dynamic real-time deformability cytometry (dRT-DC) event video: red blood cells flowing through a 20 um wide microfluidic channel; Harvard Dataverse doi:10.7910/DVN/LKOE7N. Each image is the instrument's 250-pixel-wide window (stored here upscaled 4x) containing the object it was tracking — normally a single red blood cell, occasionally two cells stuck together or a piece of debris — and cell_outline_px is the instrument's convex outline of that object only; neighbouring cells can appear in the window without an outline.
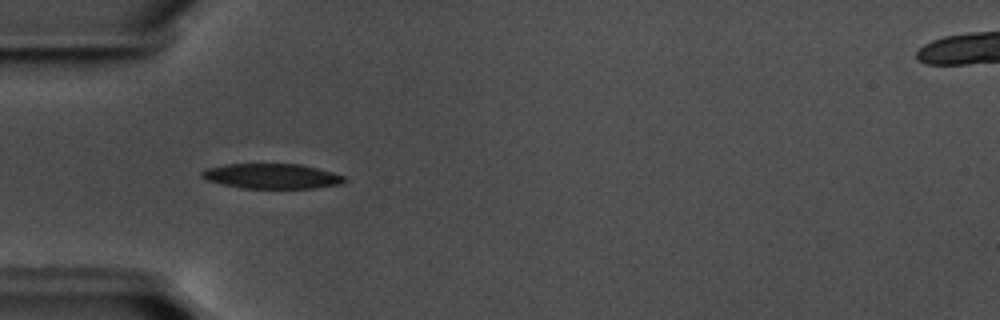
{"species": "common noctule bat (a hibernating species)", "species_latin": "Nyctalus noctula", "temperature_condition": "warm", "stored_images_in_passage": 40, "camera_frame_rate_fps": 3000, "um_per_image_px": 0.085, "animal": {"sex": "male", "body_mass_g": 17.5, "forearm_length_mm": 52.3}, "frame": {"image": 1, "passage_image": 1, "time_ms": 0.0, "image_size_px": [1000, 320], "cell_outline_px": [[348, 180], [340, 184], [316, 188], [240, 188], [208, 180], [200, 176], [200, 172], [204, 168], [224, 164], [300, 164], [332, 172], [344, 176]], "centroid_in_image_um": [23.08, 14.97], "position_along_channel_um": 61.9, "area_um2": 20.81}}
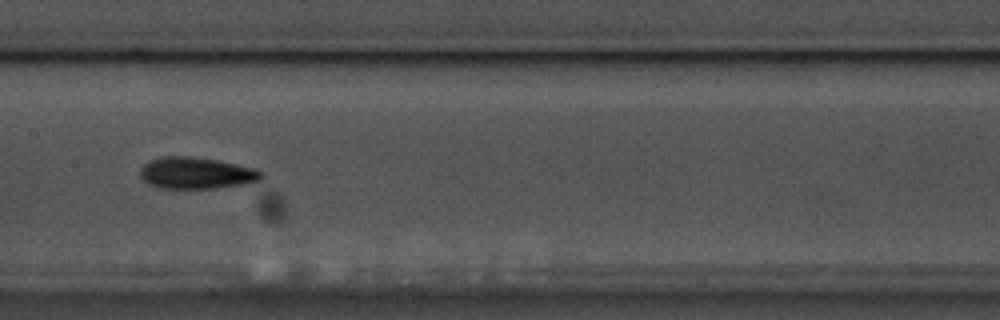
{"frame": {"image": 2, "passage_image": 12, "time_ms": 3.667, "image_size_px": [1000, 320], "cell_outline_px": [[264, 176], [260, 180], [244, 184], [212, 188], [160, 188], [148, 184], [140, 176], [140, 168], [148, 160], [160, 156], [188, 156], [216, 160], [256, 168], [264, 172]], "centroid_in_image_um": [16.67, 14.7], "position_along_channel_um": 190.7, "area_um2": 22.43}}
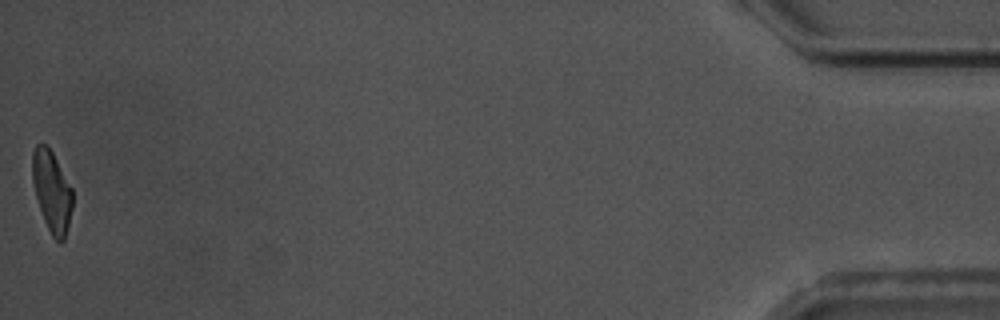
{"frame": {"image": 3, "passage_image": 40, "time_ms": 13.0, "image_size_px": [1000, 320], "cell_outline_px": [[72, 208], [64, 240], [60, 244], [52, 236], [44, 220], [36, 196], [32, 180], [32, 152], [36, 144], [48, 144], [72, 188]], "centroid_in_image_um": [4.4, 16.24], "position_along_channel_um": 430.8, "area_um2": 18.9}, "authors_computed_cell_mechanics": {"area_um2": 21.0392, "velocity_mm_per_s": 3.591, "shape_relaxation_time_tau1_ms": 4.833, "shape_relaxation_time_tau2_ms": 3.0697, "deformation_change_tau1": 0.1526, "deformation_change_tau2": 0.1079}}